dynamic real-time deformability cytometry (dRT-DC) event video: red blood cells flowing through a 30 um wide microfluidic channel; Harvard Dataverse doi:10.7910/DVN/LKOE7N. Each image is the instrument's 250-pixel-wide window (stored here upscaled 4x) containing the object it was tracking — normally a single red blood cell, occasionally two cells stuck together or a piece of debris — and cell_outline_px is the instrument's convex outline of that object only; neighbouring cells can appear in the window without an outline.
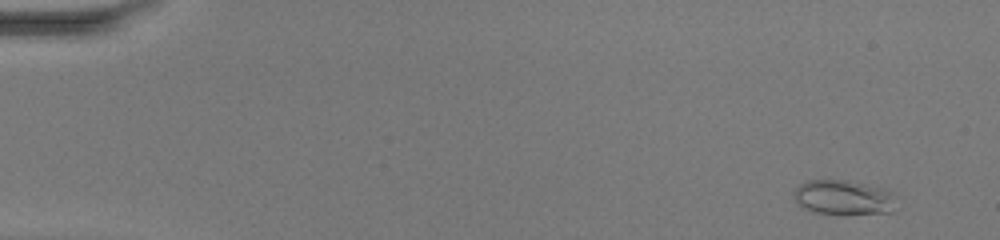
{"species": "common noctule bat (a hibernating species)", "species_latin": "Nyctalus noctula", "temperature_condition": "warm", "stored_images_in_passage": 51, "camera_frame_rate_fps": 3000, "um_per_image_px": 0.085, "animal": {"sex": "female", "body_mass_g": 20.0, "forearm_length_mm": 54.0}, "frame": {"image": 1, "passage_image": 4, "time_ms": 1.0, "image_size_px": [1000, 240], "cell_outline_px": [[896, 192], [892, 212], [812, 212], [796, 204], [792, 196], [792, 192], [800, 184], [808, 180], [848, 180], [884, 188]], "centroid_in_image_um": [71.66, 16.74], "position_along_channel_um": 13.3, "area_um2": 20.46}}
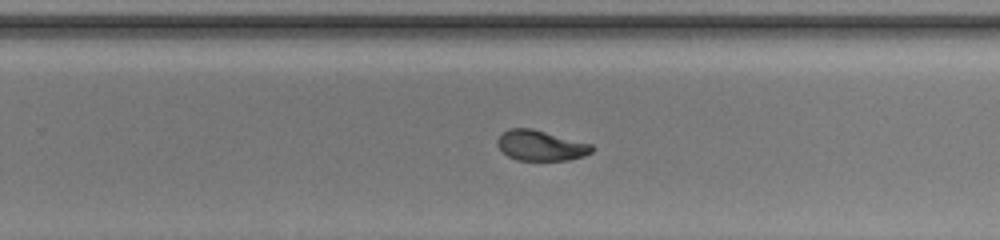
{"frame": {"image": 2, "passage_image": 34, "time_ms": 11.0, "image_size_px": [1000, 240], "cell_outline_px": [[596, 148], [592, 152], [584, 156], [568, 160], [516, 160], [508, 156], [496, 144], [496, 140], [508, 128], [532, 128], [592, 144]], "centroid_in_image_um": [45.98, 12.37], "position_along_channel_um": 283.8, "area_um2": 16.76}}
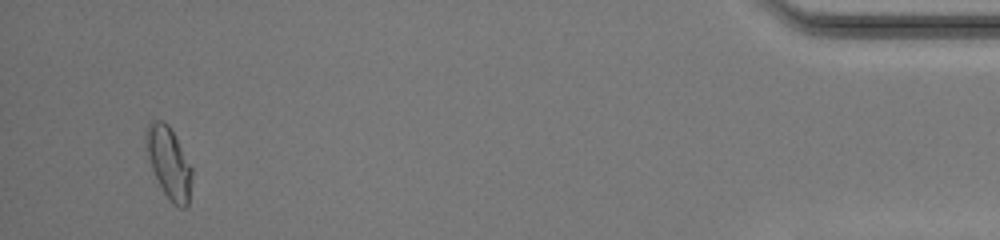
{"frame": {"image": 3, "passage_image": 49, "time_ms": 16.0, "image_size_px": [1000, 240], "cell_outline_px": [[192, 172], [188, 204], [184, 208], [180, 208], [172, 204], [164, 192], [152, 168], [148, 156], [144, 140], [144, 136], [148, 120], [164, 120], [168, 124], [192, 168]], "centroid_in_image_um": [14.33, 13.79], "position_along_channel_um": 420.9, "area_um2": 18.9}, "authors_computed_cell_mechanics": {"area_um2": 17.918, "velocity_mm_per_s": 4.1584, "shape_relaxation_time_tau1_ms": null, "shape_relaxation_time_tau2_ms": 2.3584, "deformation_change_tau1": null, "deformation_change_tau2": 0.0722}}